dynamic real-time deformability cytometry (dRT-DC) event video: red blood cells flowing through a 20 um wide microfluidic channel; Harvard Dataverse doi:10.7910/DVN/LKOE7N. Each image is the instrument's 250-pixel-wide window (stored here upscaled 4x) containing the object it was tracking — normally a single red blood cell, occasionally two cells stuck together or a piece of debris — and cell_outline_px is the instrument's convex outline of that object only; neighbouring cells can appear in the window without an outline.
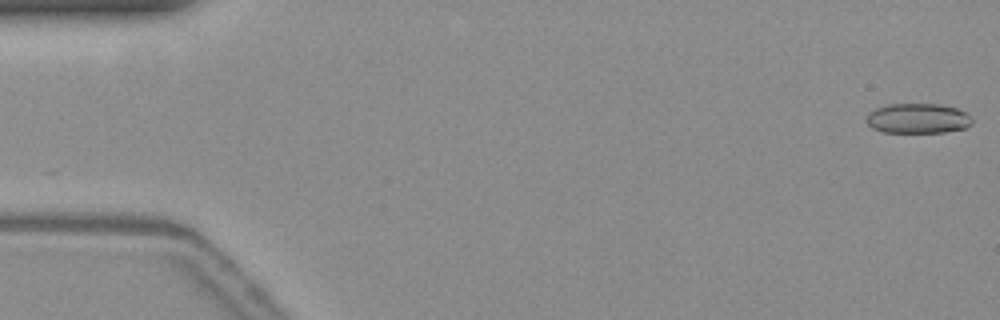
{"species": "common noctule bat (a hibernating species)", "species_latin": "Nyctalus noctula", "temperature_condition": "warm", "stored_images_in_passage": 6, "camera_frame_rate_fps": 3000, "um_per_image_px": 0.085, "animal": {"sex": "female", "body_mass_g": 19.3, "forearm_length_mm": 54.1}, "frame": {"image": 1, "passage_image": 1, "time_ms": 0.0, "image_size_px": [1000, 320], "cell_outline_px": [[972, 120], [964, 128], [944, 132], [884, 132], [872, 128], [868, 124], [868, 116], [876, 108], [888, 104], [940, 104], [956, 108], [964, 112]], "centroid_in_image_um": [78.0, 10.06], "position_along_channel_um": 7.0, "area_um2": 18.03}}